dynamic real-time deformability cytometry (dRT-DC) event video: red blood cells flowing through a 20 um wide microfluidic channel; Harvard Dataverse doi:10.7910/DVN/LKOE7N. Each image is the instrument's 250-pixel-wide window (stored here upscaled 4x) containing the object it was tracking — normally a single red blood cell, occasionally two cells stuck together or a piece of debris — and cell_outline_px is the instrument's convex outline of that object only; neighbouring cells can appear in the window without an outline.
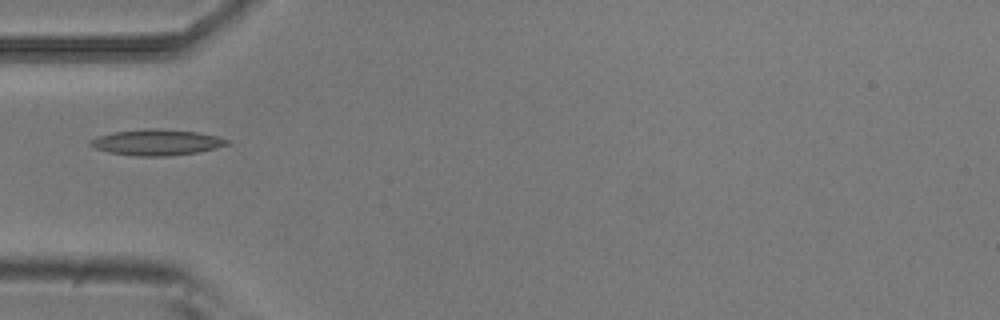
{"species": "common noctule bat (a hibernating species)", "species_latin": "Nyctalus noctula", "temperature_condition": "room temperature", "stored_images_in_passage": 6, "camera_frame_rate_fps": 3000, "um_per_image_px": 0.085, "animal": {"sex": "male", "body_mass_g": 20.5, "forearm_length_mm": 52.5}, "frame": {"image": 1, "passage_image": 5, "time_ms": 1.333, "image_size_px": [1000, 320], "cell_outline_px": [[232, 144], [200, 152], [168, 156], [136, 156], [108, 152], [96, 148], [88, 144], [88, 140], [112, 132], [148, 128], [156, 128], [196, 132], [216, 136], [232, 140]], "centroid_in_image_um": [13.36, 12.1], "position_along_channel_um": 71.6, "area_um2": 20.81}}
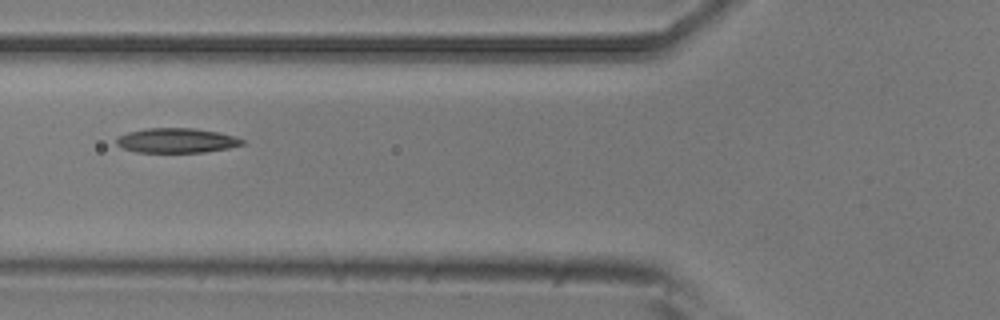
{"frame": {"image": 2, "passage_image": 6, "time_ms": 1.667, "image_size_px": [1000, 320], "cell_outline_px": [[244, 144], [228, 148], [204, 152], [136, 152], [124, 148], [116, 144], [116, 136], [128, 132], [144, 128], [196, 128], [236, 136], [244, 140]], "centroid_in_image_um": [14.99, 11.93], "position_along_channel_um": 110.8, "area_um2": 18.15}}